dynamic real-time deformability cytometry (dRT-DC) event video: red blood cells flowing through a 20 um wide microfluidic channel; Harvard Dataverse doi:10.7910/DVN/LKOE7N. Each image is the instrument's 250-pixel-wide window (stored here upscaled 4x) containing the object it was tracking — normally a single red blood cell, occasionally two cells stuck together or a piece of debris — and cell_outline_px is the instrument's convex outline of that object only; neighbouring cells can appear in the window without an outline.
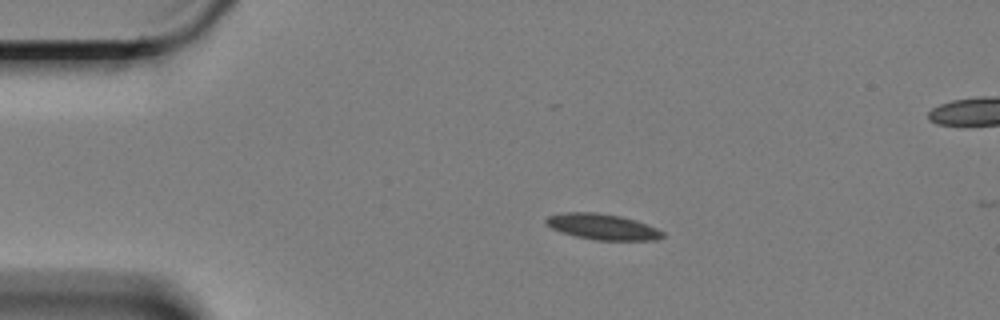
{"species": "Egyptian fruit bat (a non-hibernating species)", "species_latin": "Rousettus aegyptiacus", "temperature_condition": "cold", "stored_images_in_passage": 4, "camera_frame_rate_fps": 3000, "um_per_image_px": 0.085, "animal": {"sex": "female"}, "frame": {"image": 1, "passage_image": 1, "time_ms": 0.0, "image_size_px": [1000, 320], "cell_outline_px": [[664, 236], [656, 240], [596, 240], [576, 236], [560, 232], [544, 224], [544, 220], [548, 216], [564, 212], [596, 212], [620, 216], [636, 220], [656, 228], [664, 232]], "centroid_in_image_um": [51.18, 19.27], "position_along_channel_um": 33.8, "area_um2": 17.57}}